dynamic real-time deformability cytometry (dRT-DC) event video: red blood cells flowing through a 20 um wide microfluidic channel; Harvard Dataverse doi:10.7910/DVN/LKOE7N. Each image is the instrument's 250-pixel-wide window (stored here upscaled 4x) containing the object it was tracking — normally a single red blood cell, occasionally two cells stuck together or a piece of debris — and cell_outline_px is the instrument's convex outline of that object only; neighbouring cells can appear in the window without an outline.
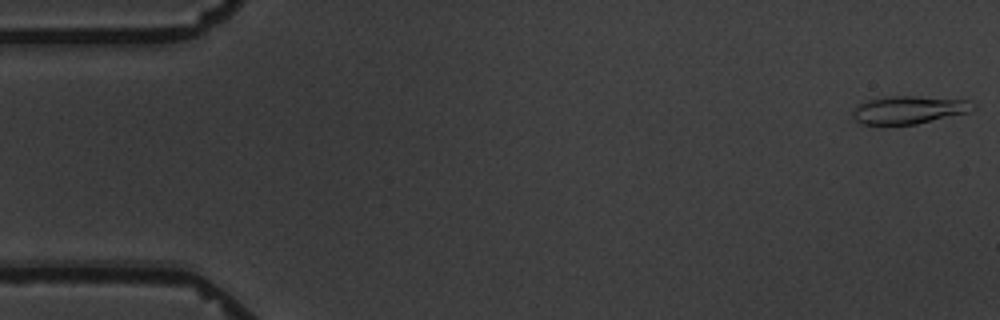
{"species": "common noctule bat (a hibernating species)", "species_latin": "Nyctalus noctula", "temperature_condition": "warm", "stored_images_in_passage": 6, "camera_frame_rate_fps": 3000, "um_per_image_px": 0.085, "animal": {"sex": "male", "body_mass_g": 19.5, "forearm_length_mm": 54.6}, "frame": {"image": 1, "passage_image": 1, "time_ms": 0.0, "image_size_px": [1000, 320], "cell_outline_px": [[976, 108], [968, 112], [916, 124], [860, 124], [848, 112], [860, 104], [868, 100], [884, 96], [916, 96], [968, 100], [976, 104]], "centroid_in_image_um": [77.23, 9.33], "position_along_channel_um": 7.8, "area_um2": 19.59}}
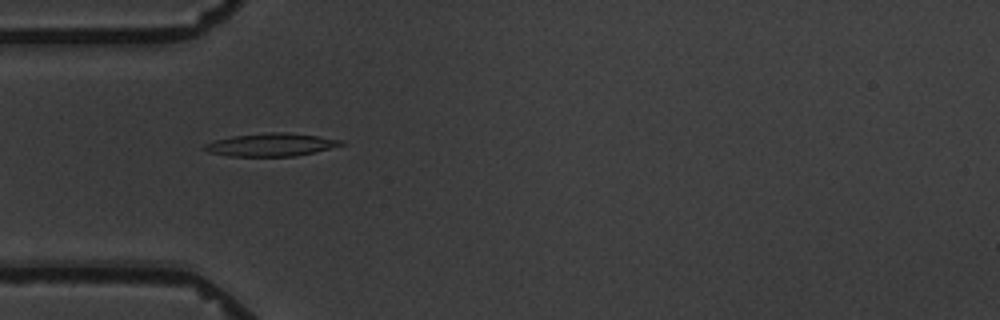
{"frame": {"image": 2, "passage_image": 5, "time_ms": 5.333, "image_size_px": [1000, 320], "cell_outline_px": [[344, 144], [296, 156], [228, 156], [208, 152], [204, 148], [204, 144], [212, 140], [232, 136], [268, 132], [288, 132], [344, 140]], "centroid_in_image_um": [22.98, 12.29], "position_along_channel_um": 62.0, "area_um2": 18.15}}
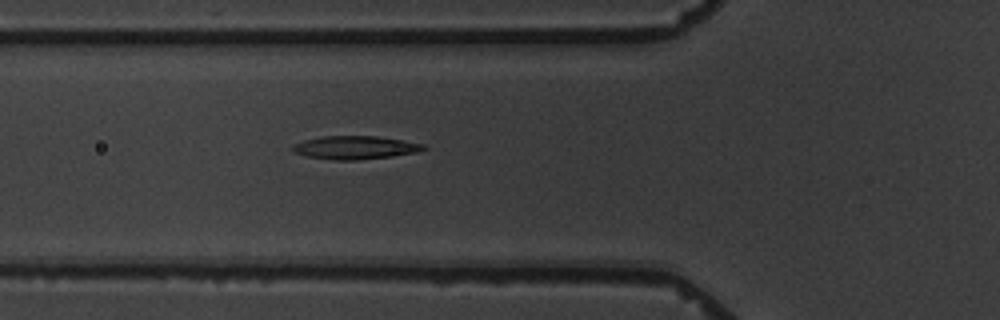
{"frame": {"image": 3, "passage_image": 6, "time_ms": 6.333, "image_size_px": [1000, 320], "cell_outline_px": [[428, 148], [416, 152], [392, 156], [356, 160], [336, 160], [304, 156], [296, 152], [292, 148], [292, 144], [304, 140], [320, 136], [376, 136], [424, 144]], "centroid_in_image_um": [30.16, 12.54], "position_along_channel_um": 95.6, "area_um2": 17.63}}